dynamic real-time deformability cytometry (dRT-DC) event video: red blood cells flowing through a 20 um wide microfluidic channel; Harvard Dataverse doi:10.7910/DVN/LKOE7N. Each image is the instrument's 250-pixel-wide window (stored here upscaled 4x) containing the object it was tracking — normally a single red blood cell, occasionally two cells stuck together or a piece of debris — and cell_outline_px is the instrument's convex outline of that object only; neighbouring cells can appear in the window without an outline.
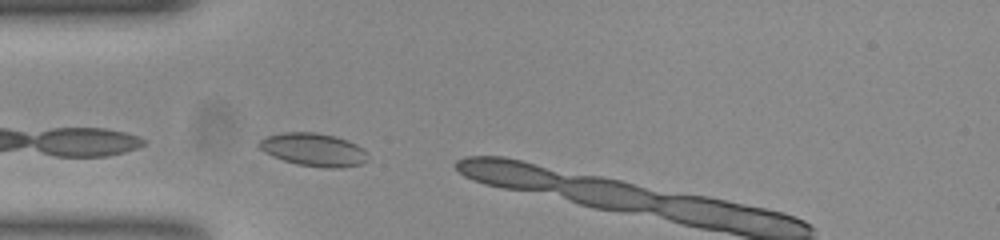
{"species": "common noctule bat (a hibernating species)", "species_latin": "Nyctalus noctula", "temperature_condition": "room temperature", "stored_images_in_passage": 4, "camera_frame_rate_fps": 3000, "um_per_image_px": 0.085, "animal": {"sex": "female", "body_mass_g": 23.0, "forearm_length_mm": 53.4}, "frame": {"image": 1, "passage_image": 2, "time_ms": 0.333, "image_size_px": [1000, 240], "cell_outline_px": [[368, 160], [360, 164], [340, 168], [324, 168], [296, 164], [284, 160], [260, 148], [256, 144], [260, 140], [268, 136], [284, 132], [312, 132], [332, 136], [356, 144], [364, 152]], "centroid_in_image_um": [26.64, 12.73], "position_along_channel_um": 58.4, "area_um2": 20.35}}